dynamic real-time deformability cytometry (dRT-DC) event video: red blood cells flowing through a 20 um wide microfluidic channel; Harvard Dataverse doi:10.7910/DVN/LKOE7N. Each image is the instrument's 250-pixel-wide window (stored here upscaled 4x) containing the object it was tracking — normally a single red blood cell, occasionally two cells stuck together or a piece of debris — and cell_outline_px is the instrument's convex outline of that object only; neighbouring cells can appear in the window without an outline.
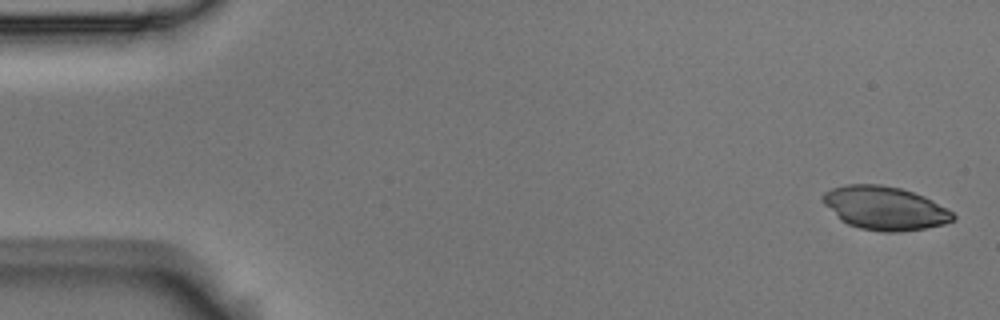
{"species": "Egyptian fruit bat (a non-hibernating species)", "species_latin": "Rousettus aegyptiacus", "temperature_condition": "room temperature", "stored_images_in_passage": 6, "camera_frame_rate_fps": 3000, "um_per_image_px": 0.085, "animal": {"sex": "male"}, "frame": {"image": 1, "passage_image": 1, "time_ms": 0.0, "image_size_px": [1000, 320], "cell_outline_px": [[956, 220], [944, 224], [924, 228], [896, 232], [884, 232], [860, 228], [848, 224], [840, 220], [820, 200], [820, 196], [824, 192], [832, 188], [844, 184], [880, 184], [900, 188], [924, 196], [932, 200], [952, 212], [956, 216]], "centroid_in_image_um": [75.17, 17.68], "position_along_channel_um": 9.8, "area_um2": 33.06}}